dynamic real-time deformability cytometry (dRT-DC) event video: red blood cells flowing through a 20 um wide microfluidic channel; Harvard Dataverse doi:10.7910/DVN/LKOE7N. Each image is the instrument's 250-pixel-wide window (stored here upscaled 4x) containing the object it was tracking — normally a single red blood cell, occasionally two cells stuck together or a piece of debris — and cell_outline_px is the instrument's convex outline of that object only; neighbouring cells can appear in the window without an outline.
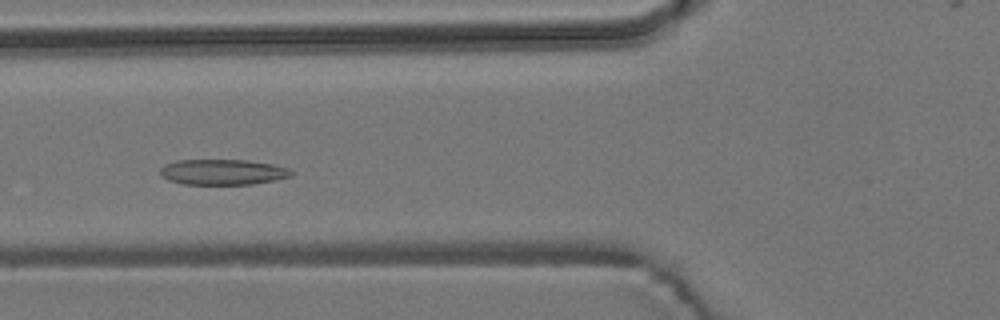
{"species": "common noctule bat (a hibernating species)", "species_latin": "Nyctalus noctula", "temperature_condition": "room temperature", "stored_images_in_passage": 52, "camera_frame_rate_fps": 3000, "um_per_image_px": 0.085, "animal": {"sex": "male", "body_mass_g": 19.2, "forearm_length_mm": 51.8}, "frame": {"image": 1, "passage_image": 17, "time_ms": 5.333, "image_size_px": [1000, 320], "cell_outline_px": [[296, 172], [292, 176], [276, 180], [252, 184], [180, 184], [168, 180], [160, 172], [160, 168], [164, 164], [176, 160], [248, 160], [272, 164], [288, 168]], "centroid_in_image_um": [18.96, 14.62], "position_along_channel_um": 106.8, "area_um2": 19.65}}
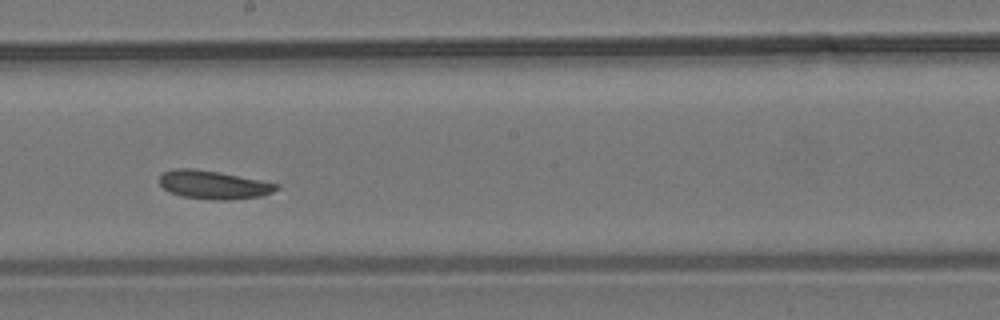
{"frame": {"image": 2, "passage_image": 27, "time_ms": 8.667, "image_size_px": [1000, 320], "cell_outline_px": [[280, 188], [272, 192], [260, 196], [228, 200], [212, 200], [180, 196], [168, 192], [160, 184], [160, 176], [164, 172], [172, 168], [196, 168], [220, 172], [280, 184]], "centroid_in_image_um": [18.13, 15.7], "position_along_channel_um": 230.1, "area_um2": 19.54}}
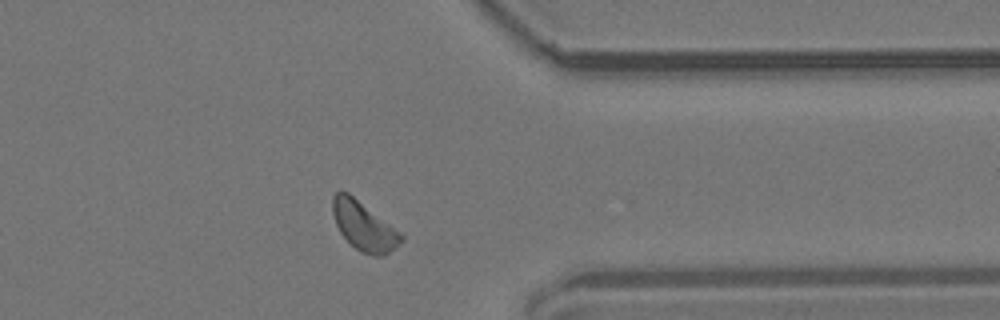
{"frame": {"image": 3, "passage_image": 40, "time_ms": 13.0, "image_size_px": [1000, 320], "cell_outline_px": [[404, 240], [400, 244], [384, 256], [372, 256], [360, 252], [340, 232], [336, 224], [332, 212], [332, 196], [340, 188], [348, 192], [400, 232], [404, 236]], "centroid_in_image_um": [30.92, 19.21], "position_along_channel_um": 380.5, "area_um2": 19.48}, "authors_computed_cell_mechanics": {"area_um2": 19.3919, "velocity_mm_per_s": 3.6959, "shape_relaxation_time_tau1_ms": 4.7464, "shape_relaxation_time_tau2_ms": 8.1758, "deformation_change_tau1": 0.072, "deformation_change_tau2": 0.1267}}